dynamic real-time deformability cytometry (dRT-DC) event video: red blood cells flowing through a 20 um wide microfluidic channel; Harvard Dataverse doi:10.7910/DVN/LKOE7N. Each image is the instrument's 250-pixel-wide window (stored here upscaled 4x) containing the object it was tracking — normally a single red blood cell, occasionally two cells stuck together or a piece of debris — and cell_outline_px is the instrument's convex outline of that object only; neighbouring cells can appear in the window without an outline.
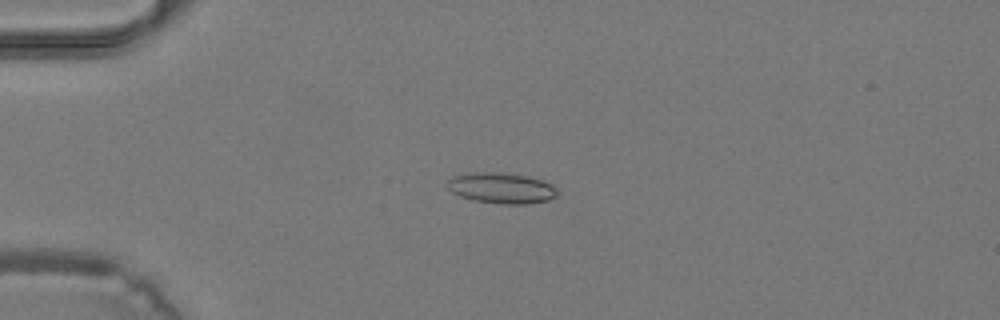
{"species": "common noctule bat (a hibernating species)", "species_latin": "Nyctalus noctula", "temperature_condition": "warm", "stored_images_in_passage": 41, "camera_frame_rate_fps": 3000, "um_per_image_px": 0.085, "animal": {"sex": "male", "body_mass_g": 19.2, "forearm_length_mm": 51.8}, "frame": {"image": 1, "passage_image": 11, "time_ms": 3.333, "image_size_px": [1000, 320], "cell_outline_px": [[556, 196], [548, 200], [528, 204], [504, 204], [472, 200], [460, 196], [452, 192], [448, 188], [448, 180], [452, 176], [468, 172], [496, 172], [528, 176], [552, 184], [556, 188]], "centroid_in_image_um": [42.6, 15.98], "position_along_channel_um": 42.4, "area_um2": 19.71}}
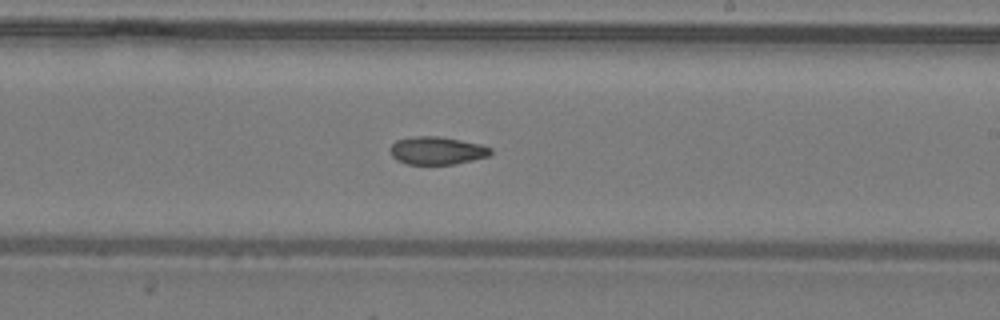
{"frame": {"image": 2, "passage_image": 25, "time_ms": 8.0, "image_size_px": [1000, 320], "cell_outline_px": [[492, 152], [488, 156], [456, 164], [408, 164], [396, 160], [392, 156], [392, 144], [396, 140], [416, 136], [436, 136], [460, 140], [480, 144], [492, 148]], "centroid_in_image_um": [37.16, 12.8], "position_along_channel_um": 251.8, "area_um2": 16.13}}
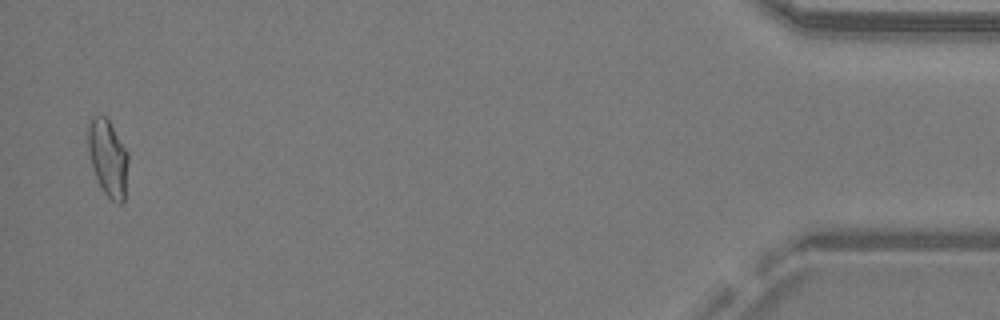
{"frame": {"image": 3, "passage_image": 40, "time_ms": 13.0, "image_size_px": [1000, 320], "cell_outline_px": [[128, 160], [124, 200], [120, 204], [112, 200], [104, 192], [92, 168], [88, 148], [88, 120], [92, 116], [104, 116], [108, 120], [128, 152]], "centroid_in_image_um": [9.17, 13.4], "position_along_channel_um": 426.0, "area_um2": 17.69}}